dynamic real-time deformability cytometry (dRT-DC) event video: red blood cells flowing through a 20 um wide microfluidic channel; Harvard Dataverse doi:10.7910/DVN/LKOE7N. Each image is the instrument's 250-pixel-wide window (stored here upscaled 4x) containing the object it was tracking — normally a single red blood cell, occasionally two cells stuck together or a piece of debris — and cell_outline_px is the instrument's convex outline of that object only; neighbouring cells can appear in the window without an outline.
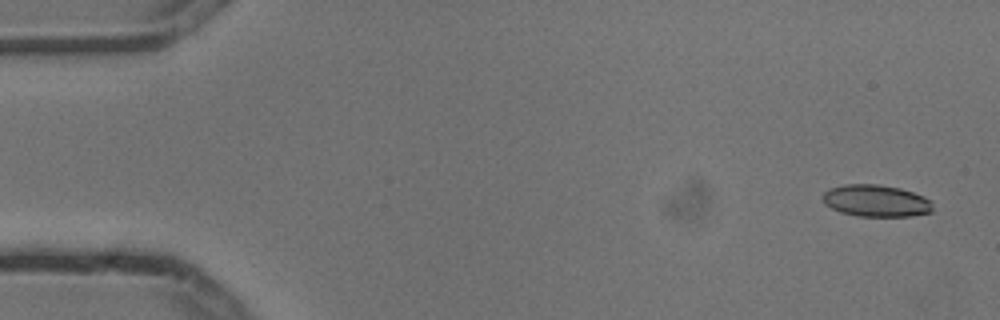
{"species": "common noctule bat (a hibernating species)", "species_latin": "Nyctalus noctula", "temperature_condition": "cold", "stored_images_in_passage": 4, "camera_frame_rate_fps": 3000, "um_per_image_px": 0.085, "animal": {"sex": "male", "body_mass_g": 13.3}, "frame": {"image": 1, "passage_image": 1, "time_ms": 0.0, "image_size_px": [1000, 320], "cell_outline_px": [[932, 212], [912, 216], [860, 216], [840, 212], [824, 204], [824, 192], [828, 188], [844, 184], [876, 184], [900, 188], [924, 196], [932, 200]], "centroid_in_image_um": [74.48, 17.06], "position_along_channel_um": 10.5, "area_um2": 20.52}}
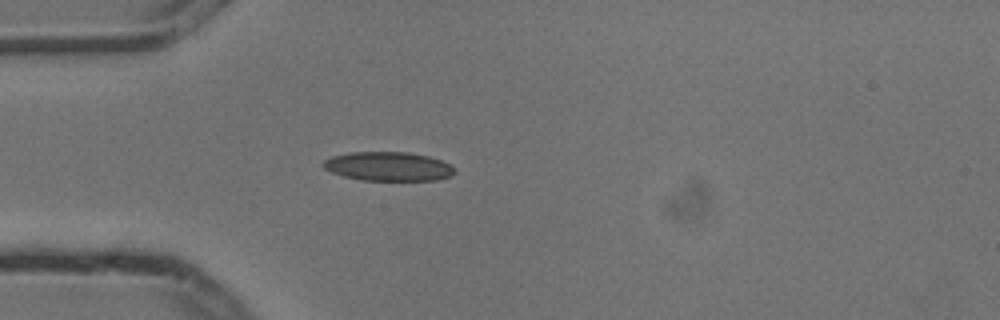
{"frame": {"image": 2, "passage_image": 4, "time_ms": 1.0, "image_size_px": [1000, 320], "cell_outline_px": [[456, 172], [452, 176], [436, 180], [364, 180], [344, 176], [332, 172], [324, 168], [320, 164], [324, 160], [332, 156], [348, 152], [408, 152], [428, 156], [440, 160], [448, 164]], "centroid_in_image_um": [32.98, 14.14], "position_along_channel_um": 52.0, "area_um2": 22.14}}